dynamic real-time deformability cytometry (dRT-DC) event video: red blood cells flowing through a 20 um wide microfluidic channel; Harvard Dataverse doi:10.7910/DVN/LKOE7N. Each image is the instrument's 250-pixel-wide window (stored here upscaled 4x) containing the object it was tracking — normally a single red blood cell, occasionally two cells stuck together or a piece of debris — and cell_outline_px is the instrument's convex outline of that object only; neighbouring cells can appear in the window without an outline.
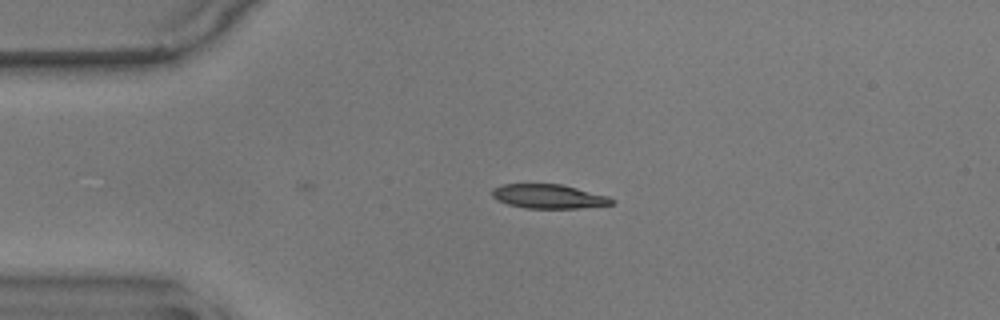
{"species": "common noctule bat (a hibernating species)", "species_latin": "Nyctalus noctula", "temperature_condition": "warm", "stored_images_in_passage": 4, "camera_frame_rate_fps": 3000, "um_per_image_px": 0.085, "animal": {"sex": "male", "body_mass_g": 17.9}, "frame": {"image": 1, "passage_image": 1, "time_ms": 0.0, "image_size_px": [1000, 320], "cell_outline_px": [[616, 204], [580, 208], [524, 208], [508, 204], [492, 196], [492, 188], [504, 184], [560, 184], [608, 196], [616, 200]], "centroid_in_image_um": [46.68, 16.7], "position_along_channel_um": 38.3, "area_um2": 16.76}}